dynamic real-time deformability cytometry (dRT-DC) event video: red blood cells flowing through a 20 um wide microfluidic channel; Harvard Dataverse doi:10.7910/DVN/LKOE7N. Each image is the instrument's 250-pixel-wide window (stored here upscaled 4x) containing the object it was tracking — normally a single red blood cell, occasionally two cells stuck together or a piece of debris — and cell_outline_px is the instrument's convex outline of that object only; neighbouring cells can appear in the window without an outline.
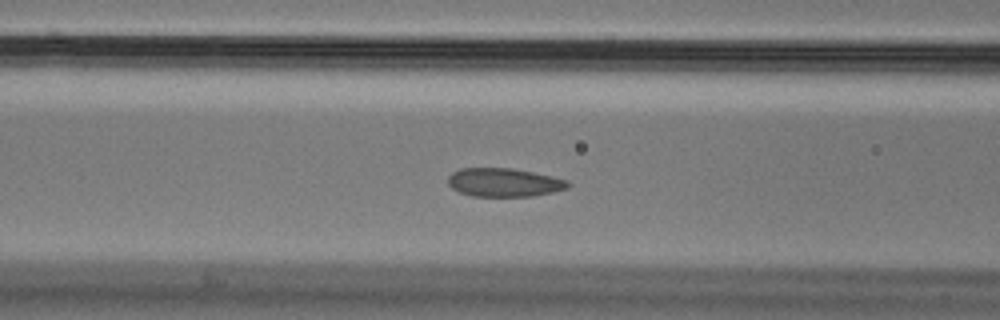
{"species": "Egyptian fruit bat (a non-hibernating species)", "species_latin": "Rousettus aegyptiacus", "temperature_condition": "cold", "stored_images_in_passage": 23, "camera_frame_rate_fps": 3000, "um_per_image_px": 0.085, "animal": {"sex": "male"}, "frame": {"image": 1, "passage_image": 5, "time_ms": 1.333, "image_size_px": [1000, 320], "cell_outline_px": [[572, 184], [568, 188], [552, 192], [532, 196], [472, 196], [460, 192], [452, 188], [448, 184], [448, 176], [452, 172], [460, 168], [512, 168], [552, 176], [568, 180]], "centroid_in_image_um": [42.85, 15.5], "position_along_channel_um": 123.8, "area_um2": 20.0}}
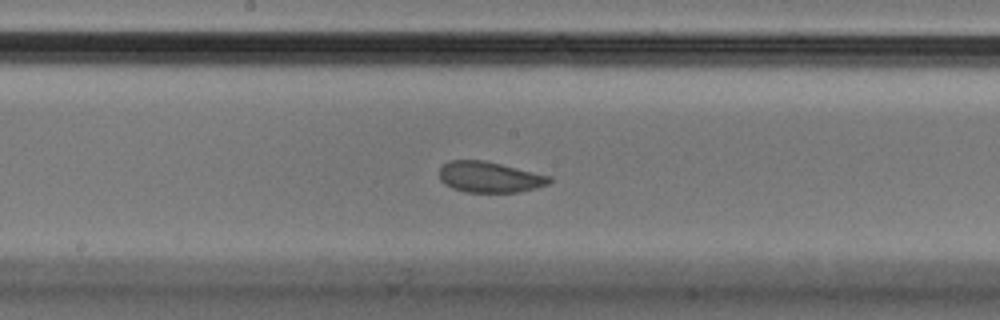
{"frame": {"image": 2, "passage_image": 12, "time_ms": 3.667, "image_size_px": [1000, 320], "cell_outline_px": [[552, 180], [548, 184], [536, 188], [520, 192], [468, 192], [452, 188], [444, 184], [440, 180], [440, 168], [444, 164], [452, 160], [484, 160], [552, 176]], "centroid_in_image_um": [41.63, 15.05], "position_along_channel_um": 206.6, "area_um2": 19.77}}
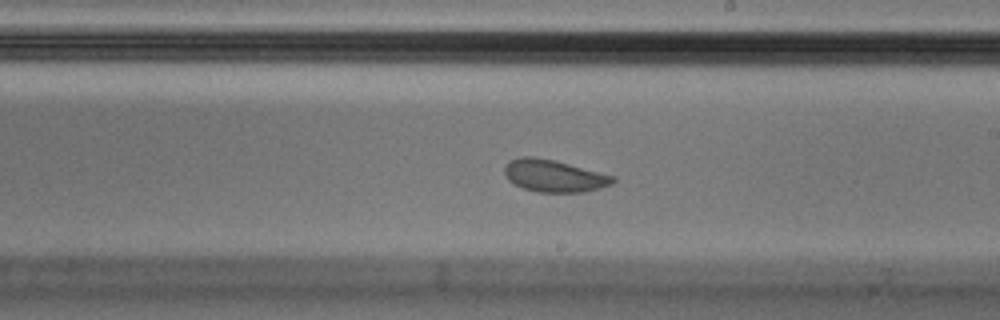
{"frame": {"image": 3, "passage_image": 15, "time_ms": 4.667, "image_size_px": [1000, 320], "cell_outline_px": [[616, 180], [612, 184], [600, 188], [584, 192], [536, 192], [524, 188], [508, 180], [504, 172], [504, 168], [512, 160], [520, 156], [532, 156], [552, 160], [616, 176]], "centroid_in_image_um": [47.12, 14.96], "position_along_channel_um": 241.9, "area_um2": 20.11}}